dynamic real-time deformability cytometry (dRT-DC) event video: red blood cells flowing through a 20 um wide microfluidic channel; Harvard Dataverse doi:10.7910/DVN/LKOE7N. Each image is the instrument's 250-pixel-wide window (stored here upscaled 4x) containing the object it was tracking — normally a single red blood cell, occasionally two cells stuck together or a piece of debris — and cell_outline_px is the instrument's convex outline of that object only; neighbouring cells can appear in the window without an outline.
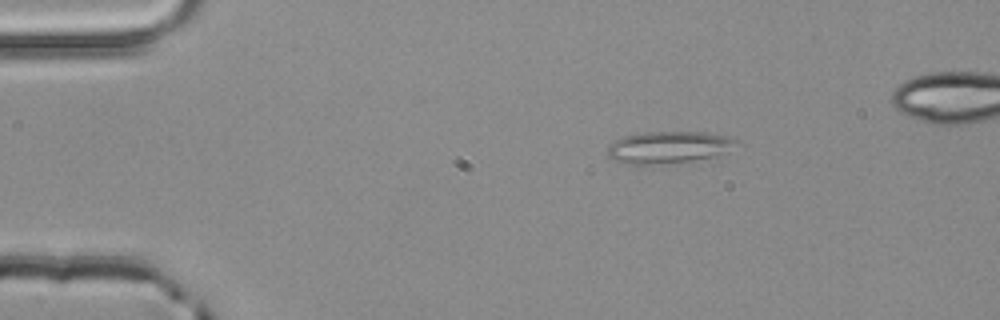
{"species": "common noctule bat (a hibernating species)", "species_latin": "Nyctalus noctula", "temperature_condition": "room temperature", "stored_images_in_passage": 4, "camera_frame_rate_fps": 3000, "um_per_image_px": 0.085, "animal": {"sex": "male", "body_mass_g": 20.4}, "frame": {"image": 1, "passage_image": 2, "time_ms": 0.333, "image_size_px": [1000, 320], "cell_outline_px": [[736, 140], [724, 152], [716, 156], [692, 160], [656, 164], [628, 164], [616, 160], [608, 156], [608, 144], [624, 136], [644, 132], [708, 132], [728, 136]], "centroid_in_image_um": [56.76, 12.5], "position_along_channel_um": 28.2, "area_um2": 23.52}}